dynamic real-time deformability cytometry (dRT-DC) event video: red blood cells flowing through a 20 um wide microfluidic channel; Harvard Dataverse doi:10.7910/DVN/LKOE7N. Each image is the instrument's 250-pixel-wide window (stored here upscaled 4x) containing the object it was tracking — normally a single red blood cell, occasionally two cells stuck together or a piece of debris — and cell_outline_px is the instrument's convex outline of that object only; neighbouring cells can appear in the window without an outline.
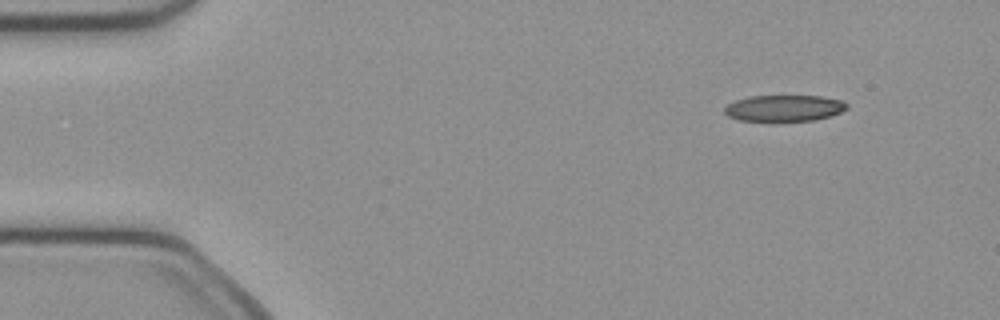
{"species": "common noctule bat (a hibernating species)", "species_latin": "Nyctalus noctula", "temperature_condition": "cold", "stored_images_in_passage": 47, "segment_of_instrument_passage": [1, 2], "camera_frame_rate_fps": 3000, "um_per_image_px": 0.085, "animal": {"sex": "female", "body_mass_g": 21.9}, "frame": {"image": 1, "passage_image": 1, "time_ms": 0.0, "image_size_px": [1000, 320], "cell_outline_px": [[848, 108], [832, 116], [812, 120], [776, 124], [772, 124], [740, 120], [728, 116], [724, 112], [724, 108], [728, 104], [736, 100], [752, 96], [820, 96], [840, 100], [848, 104]], "centroid_in_image_um": [66.63, 9.24], "position_along_channel_um": 18.4, "area_um2": 19.54}}
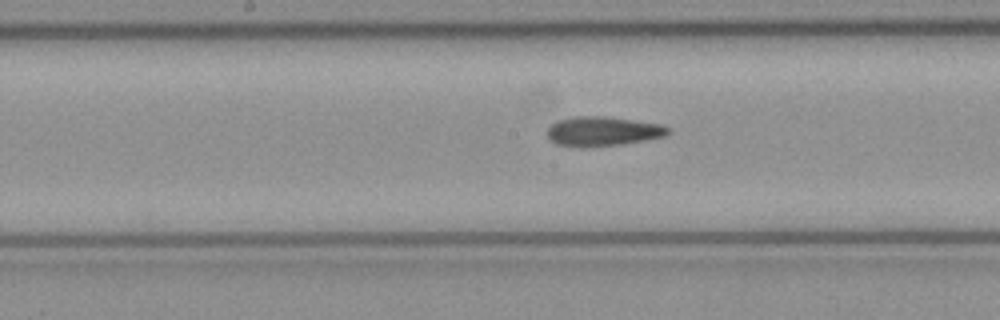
{"frame": {"image": 2, "passage_image": 21, "time_ms": 6.667, "image_size_px": [1000, 320], "cell_outline_px": [[672, 132], [664, 136], [648, 140], [624, 144], [580, 148], [556, 144], [548, 136], [548, 128], [552, 124], [560, 120], [572, 116], [604, 116], [664, 124]], "centroid_in_image_um": [51.28, 11.17], "position_along_channel_um": 196.9, "area_um2": 20.98}}
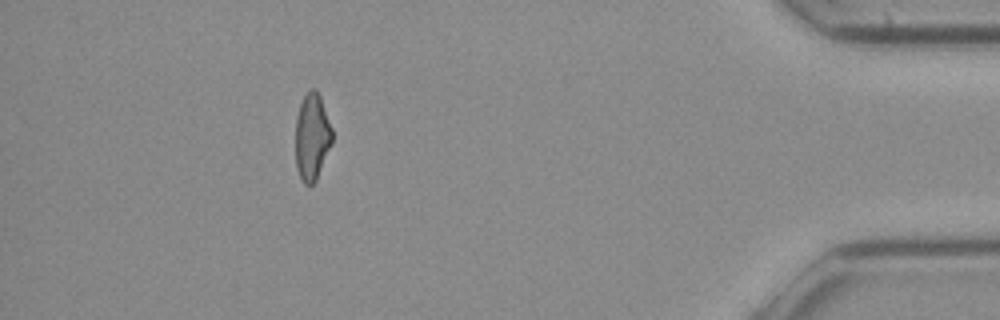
{"frame": {"image": 3, "passage_image": 41, "time_ms": 13.333, "image_size_px": [1000, 320], "cell_outline_px": [[332, 144], [316, 180], [312, 184], [304, 184], [296, 168], [296, 120], [300, 104], [308, 88], [316, 88], [320, 96], [332, 128]], "centroid_in_image_um": [26.53, 11.61], "position_along_channel_um": 408.7, "area_um2": 18.55}}